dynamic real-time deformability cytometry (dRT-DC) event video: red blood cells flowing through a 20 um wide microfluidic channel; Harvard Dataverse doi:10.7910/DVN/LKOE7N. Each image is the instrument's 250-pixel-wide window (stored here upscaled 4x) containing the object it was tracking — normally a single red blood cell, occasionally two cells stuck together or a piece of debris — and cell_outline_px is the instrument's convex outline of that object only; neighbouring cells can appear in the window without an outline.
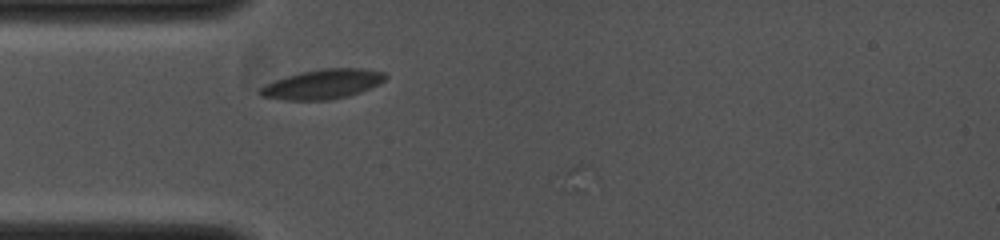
{"species": "common noctule bat (a hibernating species)", "species_latin": "Nyctalus noctula", "temperature_condition": "cold", "stored_images_in_passage": 2, "camera_frame_rate_fps": 4000, "um_per_image_px": 0.085, "animal": {"sex": "female", "body_mass_g": 19.0, "forearm_length_mm": 53.3}, "frame": {"image": 1, "passage_image": 1, "time_ms": 0.0, "image_size_px": [1000, 240], "cell_outline_px": [[388, 76], [380, 84], [360, 92], [348, 96], [328, 100], [284, 100], [260, 96], [256, 92], [264, 84], [300, 72], [320, 68], [360, 68], [384, 72]], "centroid_in_image_um": [27.41, 7.15], "position_along_channel_um": 57.6, "area_um2": 21.73}}